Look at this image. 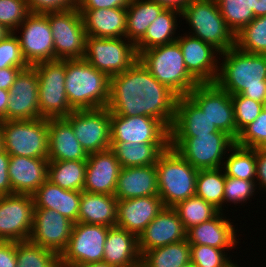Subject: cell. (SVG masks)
Wrapping results in <instances>:
<instances>
[{
	"instance_id": "obj_1",
	"label": "cell",
	"mask_w": 266,
	"mask_h": 267,
	"mask_svg": "<svg viewBox=\"0 0 266 267\" xmlns=\"http://www.w3.org/2000/svg\"><path fill=\"white\" fill-rule=\"evenodd\" d=\"M177 98L138 59L124 72L110 77L107 108L113 114L121 116L153 117L171 129Z\"/></svg>"
},
{
	"instance_id": "obj_2",
	"label": "cell",
	"mask_w": 266,
	"mask_h": 267,
	"mask_svg": "<svg viewBox=\"0 0 266 267\" xmlns=\"http://www.w3.org/2000/svg\"><path fill=\"white\" fill-rule=\"evenodd\" d=\"M220 56L224 59L214 83L230 95L240 94L263 103L266 99V55L244 52L234 46Z\"/></svg>"
},
{
	"instance_id": "obj_3",
	"label": "cell",
	"mask_w": 266,
	"mask_h": 267,
	"mask_svg": "<svg viewBox=\"0 0 266 267\" xmlns=\"http://www.w3.org/2000/svg\"><path fill=\"white\" fill-rule=\"evenodd\" d=\"M65 89L73 110L107 107L110 77L84 58L65 60Z\"/></svg>"
},
{
	"instance_id": "obj_4",
	"label": "cell",
	"mask_w": 266,
	"mask_h": 267,
	"mask_svg": "<svg viewBox=\"0 0 266 267\" xmlns=\"http://www.w3.org/2000/svg\"><path fill=\"white\" fill-rule=\"evenodd\" d=\"M139 60L151 75L178 97L187 96L200 84L188 72L177 41L143 50L139 54Z\"/></svg>"
},
{
	"instance_id": "obj_5",
	"label": "cell",
	"mask_w": 266,
	"mask_h": 267,
	"mask_svg": "<svg viewBox=\"0 0 266 267\" xmlns=\"http://www.w3.org/2000/svg\"><path fill=\"white\" fill-rule=\"evenodd\" d=\"M158 196L164 207H174L178 202L196 194L198 171L176 150L169 147L155 164Z\"/></svg>"
},
{
	"instance_id": "obj_6",
	"label": "cell",
	"mask_w": 266,
	"mask_h": 267,
	"mask_svg": "<svg viewBox=\"0 0 266 267\" xmlns=\"http://www.w3.org/2000/svg\"><path fill=\"white\" fill-rule=\"evenodd\" d=\"M193 32L189 35L213 45L220 52L235 46V34L227 26L216 0H191L181 12Z\"/></svg>"
},
{
	"instance_id": "obj_7",
	"label": "cell",
	"mask_w": 266,
	"mask_h": 267,
	"mask_svg": "<svg viewBox=\"0 0 266 267\" xmlns=\"http://www.w3.org/2000/svg\"><path fill=\"white\" fill-rule=\"evenodd\" d=\"M234 145L235 140L220 130L195 137H170V147L197 170L222 168L225 154Z\"/></svg>"
},
{
	"instance_id": "obj_8",
	"label": "cell",
	"mask_w": 266,
	"mask_h": 267,
	"mask_svg": "<svg viewBox=\"0 0 266 267\" xmlns=\"http://www.w3.org/2000/svg\"><path fill=\"white\" fill-rule=\"evenodd\" d=\"M3 149L9 155L48 158V119L0 121Z\"/></svg>"
},
{
	"instance_id": "obj_9",
	"label": "cell",
	"mask_w": 266,
	"mask_h": 267,
	"mask_svg": "<svg viewBox=\"0 0 266 267\" xmlns=\"http://www.w3.org/2000/svg\"><path fill=\"white\" fill-rule=\"evenodd\" d=\"M38 75L40 118H65L72 111L66 96L65 60L56 59L33 65Z\"/></svg>"
},
{
	"instance_id": "obj_10",
	"label": "cell",
	"mask_w": 266,
	"mask_h": 267,
	"mask_svg": "<svg viewBox=\"0 0 266 267\" xmlns=\"http://www.w3.org/2000/svg\"><path fill=\"white\" fill-rule=\"evenodd\" d=\"M84 59L111 77L131 67L139 59V55L135 44L126 41V37L122 39L87 36Z\"/></svg>"
},
{
	"instance_id": "obj_11",
	"label": "cell",
	"mask_w": 266,
	"mask_h": 267,
	"mask_svg": "<svg viewBox=\"0 0 266 267\" xmlns=\"http://www.w3.org/2000/svg\"><path fill=\"white\" fill-rule=\"evenodd\" d=\"M54 41V60L82 59L87 33L78 8L48 12Z\"/></svg>"
},
{
	"instance_id": "obj_12",
	"label": "cell",
	"mask_w": 266,
	"mask_h": 267,
	"mask_svg": "<svg viewBox=\"0 0 266 267\" xmlns=\"http://www.w3.org/2000/svg\"><path fill=\"white\" fill-rule=\"evenodd\" d=\"M110 227L76 222L68 246L60 255V267H78L103 261Z\"/></svg>"
},
{
	"instance_id": "obj_13",
	"label": "cell",
	"mask_w": 266,
	"mask_h": 267,
	"mask_svg": "<svg viewBox=\"0 0 266 267\" xmlns=\"http://www.w3.org/2000/svg\"><path fill=\"white\" fill-rule=\"evenodd\" d=\"M65 119L88 155L111 149V112L107 107L74 110Z\"/></svg>"
},
{
	"instance_id": "obj_14",
	"label": "cell",
	"mask_w": 266,
	"mask_h": 267,
	"mask_svg": "<svg viewBox=\"0 0 266 267\" xmlns=\"http://www.w3.org/2000/svg\"><path fill=\"white\" fill-rule=\"evenodd\" d=\"M34 200L29 194L0 196V241H27L33 227Z\"/></svg>"
},
{
	"instance_id": "obj_15",
	"label": "cell",
	"mask_w": 266,
	"mask_h": 267,
	"mask_svg": "<svg viewBox=\"0 0 266 267\" xmlns=\"http://www.w3.org/2000/svg\"><path fill=\"white\" fill-rule=\"evenodd\" d=\"M211 120L215 127L237 139L236 122L231 95L215 83H203L187 95Z\"/></svg>"
},
{
	"instance_id": "obj_16",
	"label": "cell",
	"mask_w": 266,
	"mask_h": 267,
	"mask_svg": "<svg viewBox=\"0 0 266 267\" xmlns=\"http://www.w3.org/2000/svg\"><path fill=\"white\" fill-rule=\"evenodd\" d=\"M17 36L22 55L29 66L54 60V41L48 13H30L19 25Z\"/></svg>"
},
{
	"instance_id": "obj_17",
	"label": "cell",
	"mask_w": 266,
	"mask_h": 267,
	"mask_svg": "<svg viewBox=\"0 0 266 267\" xmlns=\"http://www.w3.org/2000/svg\"><path fill=\"white\" fill-rule=\"evenodd\" d=\"M111 142L170 143V129L153 117L111 112Z\"/></svg>"
},
{
	"instance_id": "obj_18",
	"label": "cell",
	"mask_w": 266,
	"mask_h": 267,
	"mask_svg": "<svg viewBox=\"0 0 266 267\" xmlns=\"http://www.w3.org/2000/svg\"><path fill=\"white\" fill-rule=\"evenodd\" d=\"M73 225L72 221L56 210L35 208L29 241L60 256L68 246Z\"/></svg>"
},
{
	"instance_id": "obj_19",
	"label": "cell",
	"mask_w": 266,
	"mask_h": 267,
	"mask_svg": "<svg viewBox=\"0 0 266 267\" xmlns=\"http://www.w3.org/2000/svg\"><path fill=\"white\" fill-rule=\"evenodd\" d=\"M40 118L39 84L36 69L29 66L16 76L9 89L7 121Z\"/></svg>"
},
{
	"instance_id": "obj_20",
	"label": "cell",
	"mask_w": 266,
	"mask_h": 267,
	"mask_svg": "<svg viewBox=\"0 0 266 267\" xmlns=\"http://www.w3.org/2000/svg\"><path fill=\"white\" fill-rule=\"evenodd\" d=\"M176 41L181 48L188 72L200 84L214 83L219 70V61L216 58L221 52L213 45L188 34L178 36Z\"/></svg>"
},
{
	"instance_id": "obj_21",
	"label": "cell",
	"mask_w": 266,
	"mask_h": 267,
	"mask_svg": "<svg viewBox=\"0 0 266 267\" xmlns=\"http://www.w3.org/2000/svg\"><path fill=\"white\" fill-rule=\"evenodd\" d=\"M186 232L176 210L173 207H163L138 236L140 254L149 249L183 241L186 239Z\"/></svg>"
},
{
	"instance_id": "obj_22",
	"label": "cell",
	"mask_w": 266,
	"mask_h": 267,
	"mask_svg": "<svg viewBox=\"0 0 266 267\" xmlns=\"http://www.w3.org/2000/svg\"><path fill=\"white\" fill-rule=\"evenodd\" d=\"M121 169L111 149L89 154L83 191L114 195Z\"/></svg>"
},
{
	"instance_id": "obj_23",
	"label": "cell",
	"mask_w": 266,
	"mask_h": 267,
	"mask_svg": "<svg viewBox=\"0 0 266 267\" xmlns=\"http://www.w3.org/2000/svg\"><path fill=\"white\" fill-rule=\"evenodd\" d=\"M163 207L158 195L118 200L116 226L138 237Z\"/></svg>"
},
{
	"instance_id": "obj_24",
	"label": "cell",
	"mask_w": 266,
	"mask_h": 267,
	"mask_svg": "<svg viewBox=\"0 0 266 267\" xmlns=\"http://www.w3.org/2000/svg\"><path fill=\"white\" fill-rule=\"evenodd\" d=\"M48 158L10 155L8 176L12 194L32 195L48 176Z\"/></svg>"
},
{
	"instance_id": "obj_25",
	"label": "cell",
	"mask_w": 266,
	"mask_h": 267,
	"mask_svg": "<svg viewBox=\"0 0 266 267\" xmlns=\"http://www.w3.org/2000/svg\"><path fill=\"white\" fill-rule=\"evenodd\" d=\"M88 154L65 118L48 119V160H87Z\"/></svg>"
},
{
	"instance_id": "obj_26",
	"label": "cell",
	"mask_w": 266,
	"mask_h": 267,
	"mask_svg": "<svg viewBox=\"0 0 266 267\" xmlns=\"http://www.w3.org/2000/svg\"><path fill=\"white\" fill-rule=\"evenodd\" d=\"M158 195V180L155 164L122 168L117 179V200Z\"/></svg>"
},
{
	"instance_id": "obj_27",
	"label": "cell",
	"mask_w": 266,
	"mask_h": 267,
	"mask_svg": "<svg viewBox=\"0 0 266 267\" xmlns=\"http://www.w3.org/2000/svg\"><path fill=\"white\" fill-rule=\"evenodd\" d=\"M219 212L211 220L193 226L186 232L189 244L207 245L218 249H232L237 245L235 226Z\"/></svg>"
},
{
	"instance_id": "obj_28",
	"label": "cell",
	"mask_w": 266,
	"mask_h": 267,
	"mask_svg": "<svg viewBox=\"0 0 266 267\" xmlns=\"http://www.w3.org/2000/svg\"><path fill=\"white\" fill-rule=\"evenodd\" d=\"M218 131L208 116L188 96L177 98L170 137H195Z\"/></svg>"
},
{
	"instance_id": "obj_29",
	"label": "cell",
	"mask_w": 266,
	"mask_h": 267,
	"mask_svg": "<svg viewBox=\"0 0 266 267\" xmlns=\"http://www.w3.org/2000/svg\"><path fill=\"white\" fill-rule=\"evenodd\" d=\"M103 261L115 267H140L138 237L118 226L110 227L104 244Z\"/></svg>"
},
{
	"instance_id": "obj_30",
	"label": "cell",
	"mask_w": 266,
	"mask_h": 267,
	"mask_svg": "<svg viewBox=\"0 0 266 267\" xmlns=\"http://www.w3.org/2000/svg\"><path fill=\"white\" fill-rule=\"evenodd\" d=\"M87 36L123 38L126 32V8L78 9Z\"/></svg>"
},
{
	"instance_id": "obj_31",
	"label": "cell",
	"mask_w": 266,
	"mask_h": 267,
	"mask_svg": "<svg viewBox=\"0 0 266 267\" xmlns=\"http://www.w3.org/2000/svg\"><path fill=\"white\" fill-rule=\"evenodd\" d=\"M32 197L35 208L56 210L74 224L78 222L81 191L63 189L46 180Z\"/></svg>"
},
{
	"instance_id": "obj_32",
	"label": "cell",
	"mask_w": 266,
	"mask_h": 267,
	"mask_svg": "<svg viewBox=\"0 0 266 267\" xmlns=\"http://www.w3.org/2000/svg\"><path fill=\"white\" fill-rule=\"evenodd\" d=\"M117 203L114 195L81 191L78 222L113 227L117 224Z\"/></svg>"
},
{
	"instance_id": "obj_33",
	"label": "cell",
	"mask_w": 266,
	"mask_h": 267,
	"mask_svg": "<svg viewBox=\"0 0 266 267\" xmlns=\"http://www.w3.org/2000/svg\"><path fill=\"white\" fill-rule=\"evenodd\" d=\"M170 143L111 142V150L122 168L153 165Z\"/></svg>"
},
{
	"instance_id": "obj_34",
	"label": "cell",
	"mask_w": 266,
	"mask_h": 267,
	"mask_svg": "<svg viewBox=\"0 0 266 267\" xmlns=\"http://www.w3.org/2000/svg\"><path fill=\"white\" fill-rule=\"evenodd\" d=\"M165 8L151 0H131L126 7L127 40L136 44L146 33L149 25Z\"/></svg>"
},
{
	"instance_id": "obj_35",
	"label": "cell",
	"mask_w": 266,
	"mask_h": 267,
	"mask_svg": "<svg viewBox=\"0 0 266 267\" xmlns=\"http://www.w3.org/2000/svg\"><path fill=\"white\" fill-rule=\"evenodd\" d=\"M179 15V16H178ZM181 12L174 9H164L149 25L145 35L135 44L138 55L149 48L165 45L177 40V19Z\"/></svg>"
},
{
	"instance_id": "obj_36",
	"label": "cell",
	"mask_w": 266,
	"mask_h": 267,
	"mask_svg": "<svg viewBox=\"0 0 266 267\" xmlns=\"http://www.w3.org/2000/svg\"><path fill=\"white\" fill-rule=\"evenodd\" d=\"M191 261V246L185 239L149 249L141 255L140 267H182Z\"/></svg>"
},
{
	"instance_id": "obj_37",
	"label": "cell",
	"mask_w": 266,
	"mask_h": 267,
	"mask_svg": "<svg viewBox=\"0 0 266 267\" xmlns=\"http://www.w3.org/2000/svg\"><path fill=\"white\" fill-rule=\"evenodd\" d=\"M87 160L49 161L47 180L68 190L83 191Z\"/></svg>"
},
{
	"instance_id": "obj_38",
	"label": "cell",
	"mask_w": 266,
	"mask_h": 267,
	"mask_svg": "<svg viewBox=\"0 0 266 267\" xmlns=\"http://www.w3.org/2000/svg\"><path fill=\"white\" fill-rule=\"evenodd\" d=\"M227 154L225 157L227 160L222 165V170L226 176L255 181L256 149L245 148L235 144Z\"/></svg>"
},
{
	"instance_id": "obj_39",
	"label": "cell",
	"mask_w": 266,
	"mask_h": 267,
	"mask_svg": "<svg viewBox=\"0 0 266 267\" xmlns=\"http://www.w3.org/2000/svg\"><path fill=\"white\" fill-rule=\"evenodd\" d=\"M222 168L199 170L196 178V196L212 204L220 212L223 206L225 173Z\"/></svg>"
},
{
	"instance_id": "obj_40",
	"label": "cell",
	"mask_w": 266,
	"mask_h": 267,
	"mask_svg": "<svg viewBox=\"0 0 266 267\" xmlns=\"http://www.w3.org/2000/svg\"><path fill=\"white\" fill-rule=\"evenodd\" d=\"M173 208L179 215L186 231L193 226L211 220L220 212L212 204L196 195L178 202Z\"/></svg>"
},
{
	"instance_id": "obj_41",
	"label": "cell",
	"mask_w": 266,
	"mask_h": 267,
	"mask_svg": "<svg viewBox=\"0 0 266 267\" xmlns=\"http://www.w3.org/2000/svg\"><path fill=\"white\" fill-rule=\"evenodd\" d=\"M17 267H60V256L29 240L16 242Z\"/></svg>"
},
{
	"instance_id": "obj_42",
	"label": "cell",
	"mask_w": 266,
	"mask_h": 267,
	"mask_svg": "<svg viewBox=\"0 0 266 267\" xmlns=\"http://www.w3.org/2000/svg\"><path fill=\"white\" fill-rule=\"evenodd\" d=\"M235 47L244 52L266 55V16L254 18L235 34Z\"/></svg>"
},
{
	"instance_id": "obj_43",
	"label": "cell",
	"mask_w": 266,
	"mask_h": 267,
	"mask_svg": "<svg viewBox=\"0 0 266 267\" xmlns=\"http://www.w3.org/2000/svg\"><path fill=\"white\" fill-rule=\"evenodd\" d=\"M227 26L237 34L254 18L251 0H216Z\"/></svg>"
},
{
	"instance_id": "obj_44",
	"label": "cell",
	"mask_w": 266,
	"mask_h": 267,
	"mask_svg": "<svg viewBox=\"0 0 266 267\" xmlns=\"http://www.w3.org/2000/svg\"><path fill=\"white\" fill-rule=\"evenodd\" d=\"M190 246L191 261L196 267H228L232 263L230 257H227L228 253L225 254V251L230 249H218L197 244H190Z\"/></svg>"
},
{
	"instance_id": "obj_45",
	"label": "cell",
	"mask_w": 266,
	"mask_h": 267,
	"mask_svg": "<svg viewBox=\"0 0 266 267\" xmlns=\"http://www.w3.org/2000/svg\"><path fill=\"white\" fill-rule=\"evenodd\" d=\"M235 144L245 148H266V112L262 110L257 119L244 127Z\"/></svg>"
},
{
	"instance_id": "obj_46",
	"label": "cell",
	"mask_w": 266,
	"mask_h": 267,
	"mask_svg": "<svg viewBox=\"0 0 266 267\" xmlns=\"http://www.w3.org/2000/svg\"><path fill=\"white\" fill-rule=\"evenodd\" d=\"M29 14L26 0H0V24L11 32H18L19 25Z\"/></svg>"
},
{
	"instance_id": "obj_47",
	"label": "cell",
	"mask_w": 266,
	"mask_h": 267,
	"mask_svg": "<svg viewBox=\"0 0 266 267\" xmlns=\"http://www.w3.org/2000/svg\"><path fill=\"white\" fill-rule=\"evenodd\" d=\"M234 107L236 131L239 133L244 127L255 121L262 112V103L240 94L231 95Z\"/></svg>"
},
{
	"instance_id": "obj_48",
	"label": "cell",
	"mask_w": 266,
	"mask_h": 267,
	"mask_svg": "<svg viewBox=\"0 0 266 267\" xmlns=\"http://www.w3.org/2000/svg\"><path fill=\"white\" fill-rule=\"evenodd\" d=\"M256 181L225 177L223 203H246L257 189Z\"/></svg>"
},
{
	"instance_id": "obj_49",
	"label": "cell",
	"mask_w": 266,
	"mask_h": 267,
	"mask_svg": "<svg viewBox=\"0 0 266 267\" xmlns=\"http://www.w3.org/2000/svg\"><path fill=\"white\" fill-rule=\"evenodd\" d=\"M6 67H29L22 55L16 32H12L5 39L0 40V69Z\"/></svg>"
},
{
	"instance_id": "obj_50",
	"label": "cell",
	"mask_w": 266,
	"mask_h": 267,
	"mask_svg": "<svg viewBox=\"0 0 266 267\" xmlns=\"http://www.w3.org/2000/svg\"><path fill=\"white\" fill-rule=\"evenodd\" d=\"M30 13H48L78 7L79 0H26Z\"/></svg>"
},
{
	"instance_id": "obj_51",
	"label": "cell",
	"mask_w": 266,
	"mask_h": 267,
	"mask_svg": "<svg viewBox=\"0 0 266 267\" xmlns=\"http://www.w3.org/2000/svg\"><path fill=\"white\" fill-rule=\"evenodd\" d=\"M131 0H79L78 9L126 8Z\"/></svg>"
},
{
	"instance_id": "obj_52",
	"label": "cell",
	"mask_w": 266,
	"mask_h": 267,
	"mask_svg": "<svg viewBox=\"0 0 266 267\" xmlns=\"http://www.w3.org/2000/svg\"><path fill=\"white\" fill-rule=\"evenodd\" d=\"M10 155L3 149L0 151V196L11 195L12 186L8 176Z\"/></svg>"
},
{
	"instance_id": "obj_53",
	"label": "cell",
	"mask_w": 266,
	"mask_h": 267,
	"mask_svg": "<svg viewBox=\"0 0 266 267\" xmlns=\"http://www.w3.org/2000/svg\"><path fill=\"white\" fill-rule=\"evenodd\" d=\"M0 267H17L16 242L0 241Z\"/></svg>"
},
{
	"instance_id": "obj_54",
	"label": "cell",
	"mask_w": 266,
	"mask_h": 267,
	"mask_svg": "<svg viewBox=\"0 0 266 267\" xmlns=\"http://www.w3.org/2000/svg\"><path fill=\"white\" fill-rule=\"evenodd\" d=\"M256 183L266 191V148L256 149ZM262 187V188H261Z\"/></svg>"
},
{
	"instance_id": "obj_55",
	"label": "cell",
	"mask_w": 266,
	"mask_h": 267,
	"mask_svg": "<svg viewBox=\"0 0 266 267\" xmlns=\"http://www.w3.org/2000/svg\"><path fill=\"white\" fill-rule=\"evenodd\" d=\"M23 69L26 68L6 67L0 69V89L9 91L15 81L16 76Z\"/></svg>"
},
{
	"instance_id": "obj_56",
	"label": "cell",
	"mask_w": 266,
	"mask_h": 267,
	"mask_svg": "<svg viewBox=\"0 0 266 267\" xmlns=\"http://www.w3.org/2000/svg\"><path fill=\"white\" fill-rule=\"evenodd\" d=\"M162 5L166 9H174L182 12L191 0H151Z\"/></svg>"
},
{
	"instance_id": "obj_57",
	"label": "cell",
	"mask_w": 266,
	"mask_h": 267,
	"mask_svg": "<svg viewBox=\"0 0 266 267\" xmlns=\"http://www.w3.org/2000/svg\"><path fill=\"white\" fill-rule=\"evenodd\" d=\"M9 91L0 89V121H7Z\"/></svg>"
},
{
	"instance_id": "obj_58",
	"label": "cell",
	"mask_w": 266,
	"mask_h": 267,
	"mask_svg": "<svg viewBox=\"0 0 266 267\" xmlns=\"http://www.w3.org/2000/svg\"><path fill=\"white\" fill-rule=\"evenodd\" d=\"M251 7L255 18L266 16V0H251Z\"/></svg>"
},
{
	"instance_id": "obj_59",
	"label": "cell",
	"mask_w": 266,
	"mask_h": 267,
	"mask_svg": "<svg viewBox=\"0 0 266 267\" xmlns=\"http://www.w3.org/2000/svg\"><path fill=\"white\" fill-rule=\"evenodd\" d=\"M78 267H115L113 265L108 264L107 262L101 261V262H96V263H90L86 265H81Z\"/></svg>"
},
{
	"instance_id": "obj_60",
	"label": "cell",
	"mask_w": 266,
	"mask_h": 267,
	"mask_svg": "<svg viewBox=\"0 0 266 267\" xmlns=\"http://www.w3.org/2000/svg\"><path fill=\"white\" fill-rule=\"evenodd\" d=\"M10 33H12L9 29H7L4 25L0 24V40L5 39Z\"/></svg>"
},
{
	"instance_id": "obj_61",
	"label": "cell",
	"mask_w": 266,
	"mask_h": 267,
	"mask_svg": "<svg viewBox=\"0 0 266 267\" xmlns=\"http://www.w3.org/2000/svg\"><path fill=\"white\" fill-rule=\"evenodd\" d=\"M3 150V140H2V130H1V125H0V151Z\"/></svg>"
},
{
	"instance_id": "obj_62",
	"label": "cell",
	"mask_w": 266,
	"mask_h": 267,
	"mask_svg": "<svg viewBox=\"0 0 266 267\" xmlns=\"http://www.w3.org/2000/svg\"><path fill=\"white\" fill-rule=\"evenodd\" d=\"M182 267H196V266L192 261H190L187 264L183 265Z\"/></svg>"
},
{
	"instance_id": "obj_63",
	"label": "cell",
	"mask_w": 266,
	"mask_h": 267,
	"mask_svg": "<svg viewBox=\"0 0 266 267\" xmlns=\"http://www.w3.org/2000/svg\"><path fill=\"white\" fill-rule=\"evenodd\" d=\"M262 108H263V111L266 112V99H265L264 102L262 103Z\"/></svg>"
},
{
	"instance_id": "obj_64",
	"label": "cell",
	"mask_w": 266,
	"mask_h": 267,
	"mask_svg": "<svg viewBox=\"0 0 266 267\" xmlns=\"http://www.w3.org/2000/svg\"><path fill=\"white\" fill-rule=\"evenodd\" d=\"M238 264H235V263H231L228 267H239V265L237 266Z\"/></svg>"
}]
</instances>
